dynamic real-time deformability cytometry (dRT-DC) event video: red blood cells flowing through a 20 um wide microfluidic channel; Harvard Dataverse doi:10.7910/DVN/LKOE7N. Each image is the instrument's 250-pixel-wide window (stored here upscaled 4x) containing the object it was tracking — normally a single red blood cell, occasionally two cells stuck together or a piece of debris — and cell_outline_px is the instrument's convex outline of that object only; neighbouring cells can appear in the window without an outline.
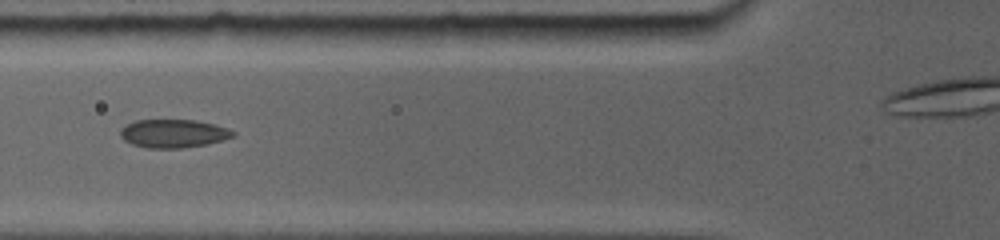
{"species": "common noctule bat (a hibernating species)", "species_latin": "Nyctalus noctula", "temperature_condition": "room temperature", "stored_images_in_passage": 20, "camera_frame_rate_fps": 5000, "um_per_image_px": 0.085, "animal": {"sex": "female", "body_mass_g": 19.0, "forearm_length_mm": 56.7}, "frame": {"image": 1, "passage_image": 7, "time_ms": 4.4, "image_size_px": [1000, 240], "cell_outline_px": [[236, 132], [232, 136], [220, 140], [204, 144], [180, 148], [148, 148], [132, 144], [124, 140], [120, 136], [120, 132], [128, 124], [136, 120], [192, 120], [212, 124]], "centroid_in_image_um": [14.68, 11.35], "position_along_channel_um": 111.1, "area_um2": 18.03}}
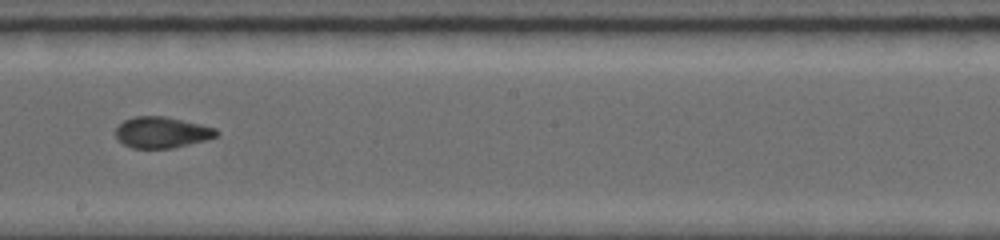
{"frame": {"image": 2, "passage_image": 10, "time_ms": 7.6, "image_size_px": [1000, 240], "cell_outline_px": [[220, 132], [216, 136], [204, 140], [172, 148], [132, 148], [124, 144], [116, 136], [116, 128], [124, 120], [132, 116], [164, 116], [200, 124], [216, 128]], "centroid_in_image_um": [13.75, 11.24], "position_along_channel_um": 234.5, "area_um2": 18.09}}
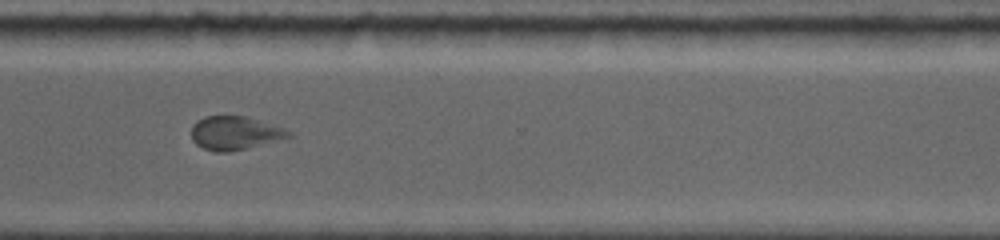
{"frame": {"image": 3, "passage_image": 14, "time_ms": 10.6, "image_size_px": [1000, 240], "cell_outline_px": [[292, 136], [248, 148], [228, 152], [216, 152], [204, 148], [196, 144], [192, 140], [192, 124], [196, 120], [204, 116], [244, 116], [284, 128], [292, 132]], "centroid_in_image_um": [19.93, 11.31], "position_along_channel_um": 350.7, "area_um2": 18.9}}